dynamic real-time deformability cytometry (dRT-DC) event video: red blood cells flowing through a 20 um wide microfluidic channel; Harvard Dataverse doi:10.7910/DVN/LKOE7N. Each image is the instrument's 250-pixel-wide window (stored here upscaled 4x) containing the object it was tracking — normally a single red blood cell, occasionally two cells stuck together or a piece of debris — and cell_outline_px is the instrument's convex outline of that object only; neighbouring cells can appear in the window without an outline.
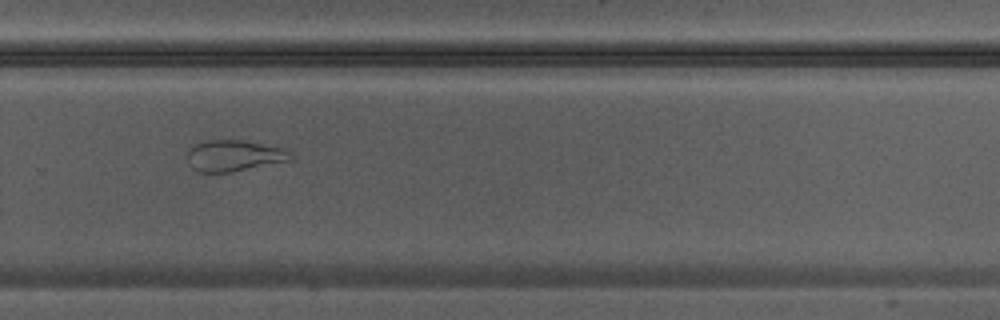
{"species": "Egyptian fruit bat (a non-hibernating species)", "species_latin": "Rousettus aegyptiacus", "temperature_condition": "warm", "stored_images_in_passage": 23, "camera_frame_rate_fps": 3000, "um_per_image_px": 0.085, "animal": {"sex": "male"}, "frame": {"image": 1, "passage_image": 14, "time_ms": 4.333, "image_size_px": [1000, 320], "cell_outline_px": [[292, 156], [288, 160], [232, 172], [196, 172], [188, 164], [184, 156], [196, 144], [204, 140], [244, 140], [284, 148], [292, 152]], "centroid_in_image_um": [19.83, 13.23], "position_along_channel_um": 310.0, "area_um2": 18.84}}